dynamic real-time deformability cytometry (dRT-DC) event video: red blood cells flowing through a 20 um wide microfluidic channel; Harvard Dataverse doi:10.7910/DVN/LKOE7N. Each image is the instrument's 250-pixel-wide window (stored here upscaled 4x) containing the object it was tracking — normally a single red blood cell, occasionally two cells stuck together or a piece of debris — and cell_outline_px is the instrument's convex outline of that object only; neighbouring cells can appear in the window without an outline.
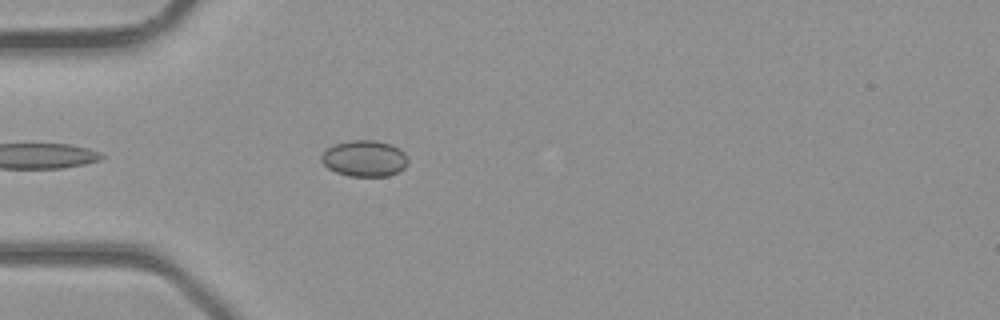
{"species": "common noctule bat (a hibernating species)", "species_latin": "Nyctalus noctula", "temperature_condition": "room temperature", "stored_images_in_passage": 22, "camera_frame_rate_fps": 3000, "um_per_image_px": 0.085, "animal": {"sex": "male", "body_mass_g": 23.1, "forearm_length_mm": 52.7}, "frame": {"image": 1, "passage_image": 4, "time_ms": 1.0, "image_size_px": [1000, 320], "cell_outline_px": [[408, 164], [404, 168], [388, 176], [348, 176], [336, 172], [328, 168], [320, 160], [320, 156], [328, 148], [336, 144], [348, 140], [376, 140], [392, 144], [400, 148], [408, 156]], "centroid_in_image_um": [31.01, 13.46], "position_along_channel_um": 54.0, "area_um2": 18.44}}